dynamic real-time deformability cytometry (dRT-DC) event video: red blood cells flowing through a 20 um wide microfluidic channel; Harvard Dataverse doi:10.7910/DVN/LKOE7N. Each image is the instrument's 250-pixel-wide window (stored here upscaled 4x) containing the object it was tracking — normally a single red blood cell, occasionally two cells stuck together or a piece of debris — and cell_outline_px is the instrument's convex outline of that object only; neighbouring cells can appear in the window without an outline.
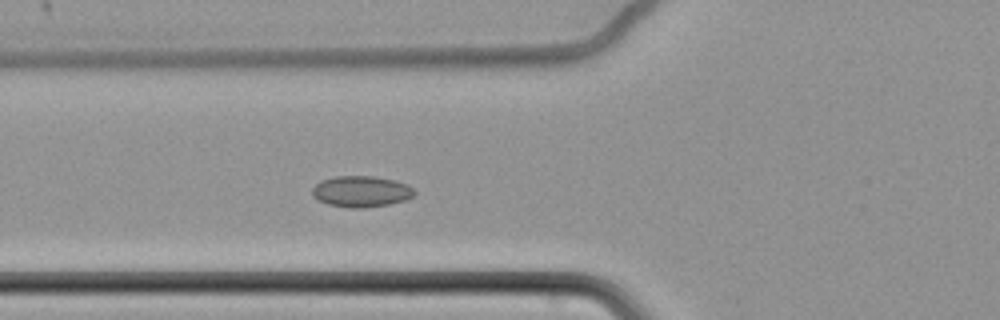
{"species": "common noctule bat (a hibernating species)", "species_latin": "Nyctalus noctula", "temperature_condition": "cold", "stored_images_in_passage": 6, "camera_frame_rate_fps": 3000, "um_per_image_px": 0.085, "animal": {"sex": "female", "body_mass_g": 22.7, "forearm_length_mm": 54.2}, "frame": {"image": 1, "passage_image": 6, "time_ms": 1.667, "image_size_px": [1000, 320], "cell_outline_px": [[416, 192], [412, 196], [404, 200], [388, 204], [360, 208], [348, 208], [328, 204], [312, 196], [312, 188], [320, 180], [336, 176], [372, 176], [396, 180], [408, 184]], "centroid_in_image_um": [30.69, 16.26], "position_along_channel_um": 95.1, "area_um2": 18.5}}